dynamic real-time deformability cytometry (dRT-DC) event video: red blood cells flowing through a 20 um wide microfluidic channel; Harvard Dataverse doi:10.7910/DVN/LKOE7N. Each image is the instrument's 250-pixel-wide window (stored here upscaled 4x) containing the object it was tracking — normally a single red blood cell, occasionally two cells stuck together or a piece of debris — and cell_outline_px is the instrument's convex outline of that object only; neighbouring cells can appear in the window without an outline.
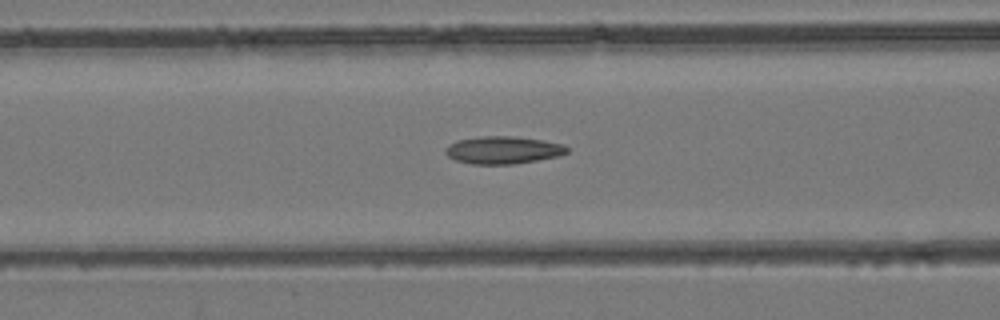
{"species": "common noctule bat (a hibernating species)", "species_latin": "Nyctalus noctula", "temperature_condition": "room temperature", "stored_images_in_passage": 42, "camera_frame_rate_fps": 3000, "um_per_image_px": 0.085, "animal": {"sex": "female", "body_mass_g": 24.6, "forearm_length_mm": 56.2}, "frame": {"image": 1, "passage_image": 16, "time_ms": 5.0, "image_size_px": [1000, 320], "cell_outline_px": [[568, 152], [560, 156], [512, 164], [472, 164], [456, 160], [448, 156], [444, 152], [448, 144], [456, 140], [480, 136], [512, 136], [544, 140], [564, 144], [568, 148]], "centroid_in_image_um": [42.76, 12.74], "position_along_channel_um": 123.8, "area_um2": 19.59}}
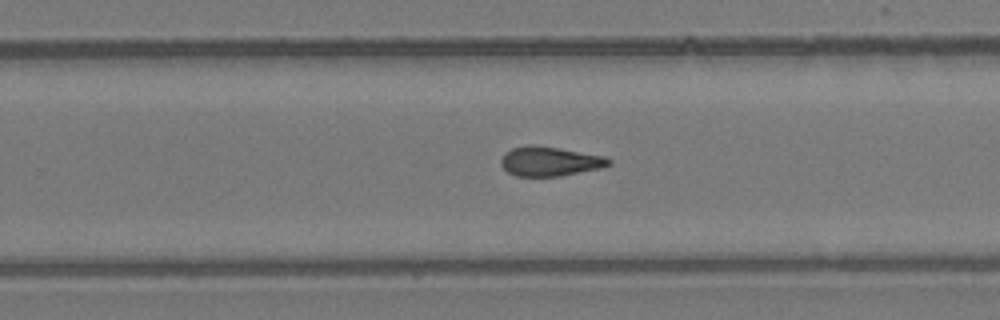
{"frame": {"image": 2, "passage_image": 27, "time_ms": 8.667, "image_size_px": [1000, 320], "cell_outline_px": [[612, 164], [600, 168], [560, 176], [516, 176], [508, 172], [500, 164], [500, 160], [504, 152], [512, 148], [528, 144], [532, 144], [560, 148], [604, 156], [612, 160]], "centroid_in_image_um": [46.71, 13.7], "position_along_channel_um": 283.1, "area_um2": 18.61}}
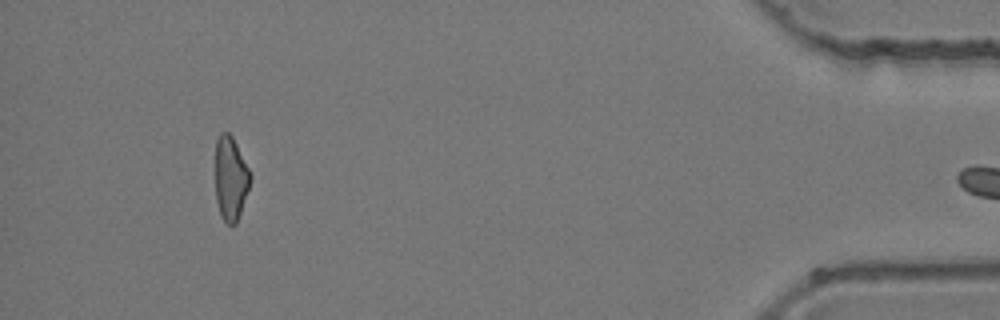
{"frame": {"image": 3, "passage_image": 41, "time_ms": 13.333, "image_size_px": [1000, 320], "cell_outline_px": [[252, 176], [236, 224], [228, 224], [220, 216], [216, 200], [216, 140], [220, 132], [228, 132], [232, 136]], "centroid_in_image_um": [19.59, 15.16], "position_along_channel_um": 415.6, "area_um2": 16.82}}